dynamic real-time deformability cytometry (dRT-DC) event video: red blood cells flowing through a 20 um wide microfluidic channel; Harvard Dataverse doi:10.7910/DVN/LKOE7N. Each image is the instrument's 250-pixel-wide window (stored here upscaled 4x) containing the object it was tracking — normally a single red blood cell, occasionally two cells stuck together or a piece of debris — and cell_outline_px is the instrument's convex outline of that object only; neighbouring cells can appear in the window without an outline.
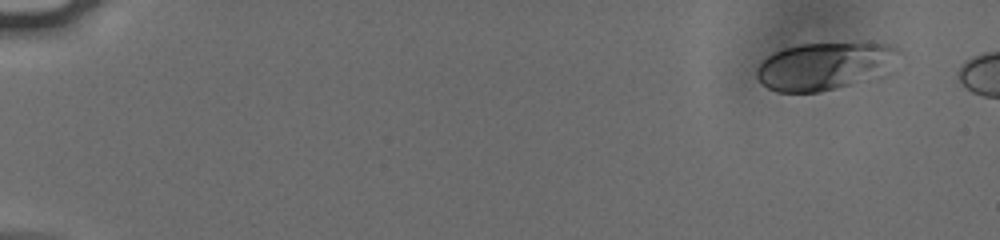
{"species": "human", "species_latin": "Homo sapiens", "temperature_condition": "cold", "stored_images_in_passage": 51, "camera_frame_rate_fps": 3000, "um_per_image_px": 0.085, "donor": {"sex": "male"}, "frame": {"image": 1, "passage_image": 1, "time_ms": 0.0, "image_size_px": [1000, 240], "cell_outline_px": [[892, 48], [876, 64], [848, 84], [820, 92], [776, 92], [768, 88], [756, 76], [756, 68], [768, 56], [784, 48], [800, 44], [888, 44]], "centroid_in_image_um": [69.54, 5.63], "position_along_channel_um": 15.5, "area_um2": 34.8}}
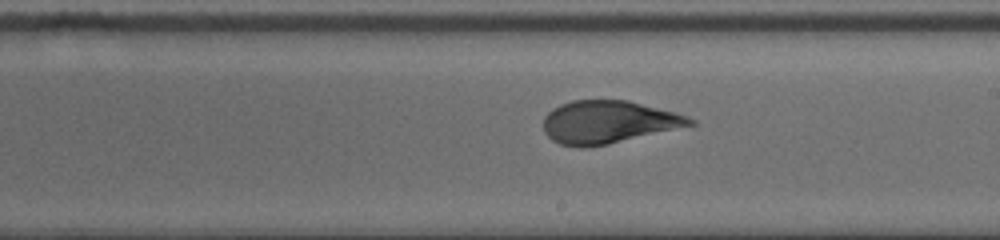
{"frame": {"image": 2, "passage_image": 31, "time_ms": 10.0, "image_size_px": [1000, 240], "cell_outline_px": [[696, 124], [608, 144], [580, 148], [560, 144], [552, 140], [544, 132], [544, 116], [552, 108], [560, 104], [572, 100], [628, 100], [688, 116], [696, 120]], "centroid_in_image_um": [51.67, 10.37], "position_along_channel_um": 237.3, "area_um2": 36.36}}
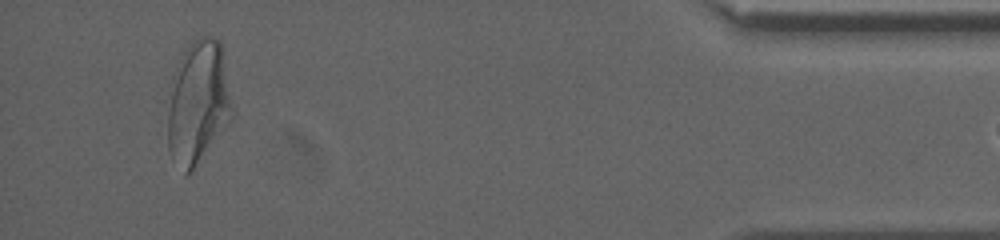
{"frame": {"image": 3, "passage_image": 50, "time_ms": 16.333, "image_size_px": [1000, 240], "cell_outline_px": [[236, 112], [232, 120], [192, 168], [184, 176], [168, 148], [168, 112], [176, 68], [184, 48], [196, 36], [208, 36], [220, 40]], "centroid_in_image_um": [16.9, 8.64], "position_along_channel_um": 418.3, "area_um2": 46.24}}